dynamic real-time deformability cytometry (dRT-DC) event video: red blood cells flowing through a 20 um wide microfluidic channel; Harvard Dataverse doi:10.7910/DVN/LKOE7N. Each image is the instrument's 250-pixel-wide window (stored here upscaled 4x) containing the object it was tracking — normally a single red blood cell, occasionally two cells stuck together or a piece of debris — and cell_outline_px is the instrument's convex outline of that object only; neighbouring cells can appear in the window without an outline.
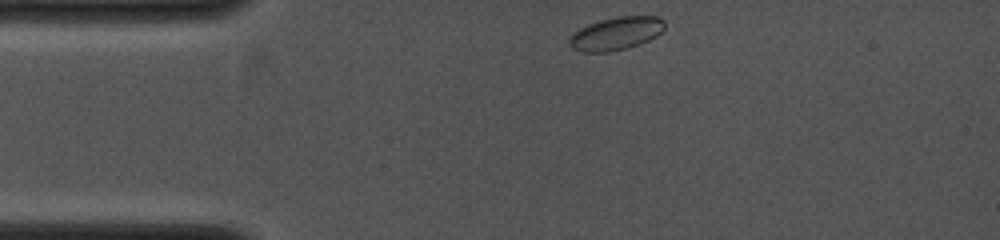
{"species": "common noctule bat (a hibernating species)", "species_latin": "Nyctalus noctula", "temperature_condition": "cold", "stored_images_in_passage": 6, "camera_frame_rate_fps": 4000, "um_per_image_px": 0.085, "animal": {"sex": "female", "body_mass_g": 19.0, "forearm_length_mm": 53.3}, "frame": {"image": 1, "passage_image": 1, "time_ms": 0.0, "image_size_px": [1000, 240], "cell_outline_px": [[664, 28], [656, 36], [640, 44], [628, 48], [608, 52], [584, 52], [572, 48], [568, 44], [568, 36], [580, 28], [588, 24], [600, 20], [616, 16], [656, 16], [664, 20]], "centroid_in_image_um": [52.33, 2.85], "position_along_channel_um": 32.7, "area_um2": 18.44}}
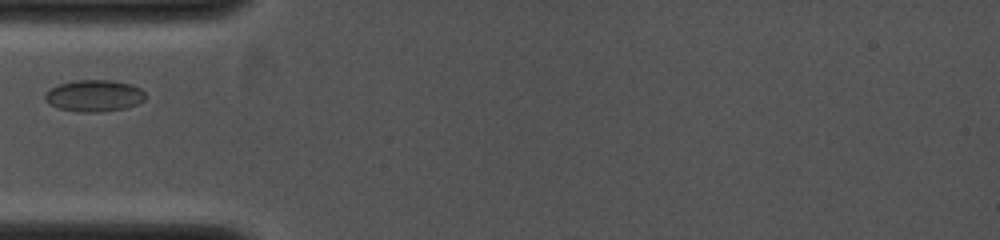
{"frame": {"image": 2, "passage_image": 4, "time_ms": 1.5, "image_size_px": [1000, 240], "cell_outline_px": [[144, 100], [136, 104], [124, 108], [100, 112], [80, 112], [60, 108], [48, 104], [44, 100], [44, 92], [60, 84], [76, 80], [112, 80], [132, 84], [140, 88], [144, 92]], "centroid_in_image_um": [7.98, 8.13], "position_along_channel_um": 77.0, "area_um2": 18.5}}
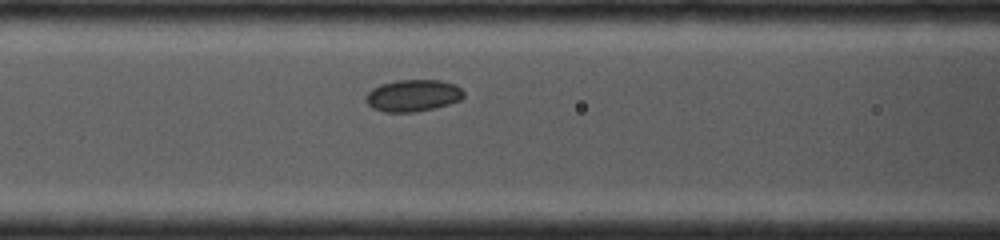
{"frame": {"image": 3, "passage_image": 6, "time_ms": 2.5, "image_size_px": [1000, 240], "cell_outline_px": [[464, 96], [460, 100], [448, 104], [416, 112], [384, 112], [372, 108], [368, 104], [368, 92], [372, 88], [380, 84], [396, 80], [440, 80], [456, 84], [464, 92]], "centroid_in_image_um": [35.12, 8.11], "position_along_channel_um": 131.5, "area_um2": 18.09}}